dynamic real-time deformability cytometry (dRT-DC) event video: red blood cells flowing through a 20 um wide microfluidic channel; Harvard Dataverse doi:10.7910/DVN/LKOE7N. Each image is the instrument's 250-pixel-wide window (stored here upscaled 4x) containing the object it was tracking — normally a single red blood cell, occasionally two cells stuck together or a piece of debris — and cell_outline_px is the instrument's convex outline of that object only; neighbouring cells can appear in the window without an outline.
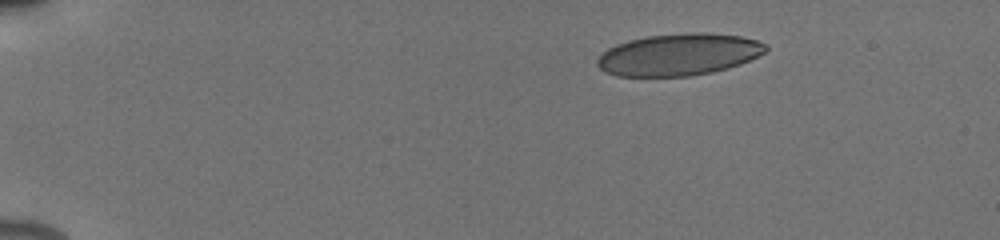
{"species": "human", "species_latin": "Homo sapiens", "temperature_condition": "cold", "stored_images_in_passage": 46, "camera_frame_rate_fps": 3000, "um_per_image_px": 0.085, "donor": {"sex": "male"}, "frame": {"image": 1, "passage_image": 1, "time_ms": 0.0, "image_size_px": [1000, 240], "cell_outline_px": [[768, 48], [764, 52], [740, 64], [728, 68], [712, 72], [688, 76], [616, 76], [604, 72], [596, 64], [596, 60], [608, 48], [616, 44], [628, 40], [648, 36], [688, 32], [704, 32], [740, 36], [756, 40], [768, 44]], "centroid_in_image_um": [57.68, 4.63], "position_along_channel_um": 27.3, "area_um2": 41.15}}
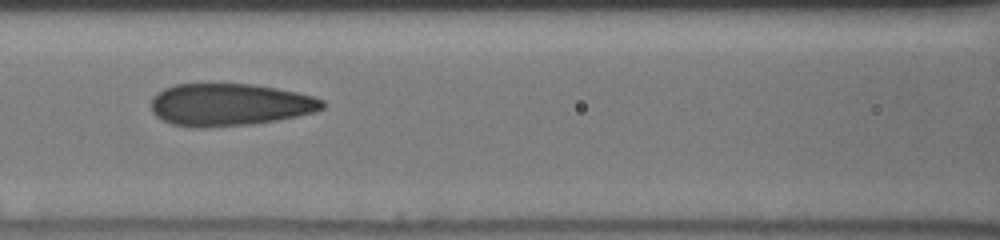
{"frame": {"image": 2, "passage_image": 18, "time_ms": 5.667, "image_size_px": [1000, 240], "cell_outline_px": [[324, 108], [316, 112], [276, 120], [252, 124], [200, 128], [172, 124], [156, 116], [152, 112], [152, 96], [164, 88], [176, 84], [252, 84], [276, 88], [296, 92], [312, 96], [324, 100]], "centroid_in_image_um": [19.52, 8.9], "position_along_channel_um": 147.1, "area_um2": 42.19}}
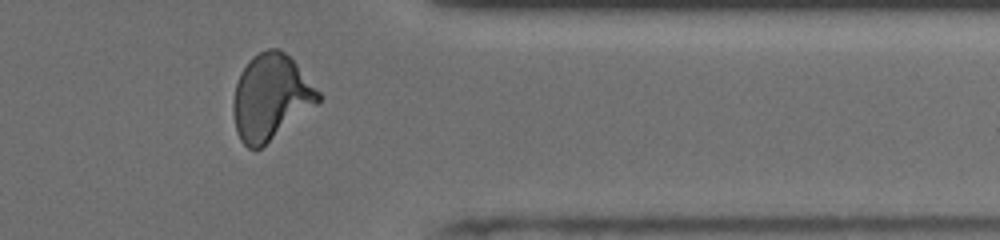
{"frame": {"image": 3, "passage_image": 37, "time_ms": 12.0, "image_size_px": [1000, 240], "cell_outline_px": [[320, 100], [316, 104], [260, 148], [248, 148], [240, 140], [236, 132], [232, 112], [232, 104], [236, 84], [240, 72], [248, 60], [252, 56], [268, 48], [280, 48], [296, 64], [320, 92]], "centroid_in_image_um": [22.97, 8.24], "position_along_channel_um": 388.4, "area_um2": 41.91}, "authors_computed_cell_mechanics": {"area_um2": 41.616, "velocity_mm_per_s": 3.9128, "shape_relaxation_time_tau1_ms": 5.5975, "shape_relaxation_time_tau2_ms": 0.7735, "deformation_change_tau1": 0.1652, "deformation_change_tau2": 0.0658}}